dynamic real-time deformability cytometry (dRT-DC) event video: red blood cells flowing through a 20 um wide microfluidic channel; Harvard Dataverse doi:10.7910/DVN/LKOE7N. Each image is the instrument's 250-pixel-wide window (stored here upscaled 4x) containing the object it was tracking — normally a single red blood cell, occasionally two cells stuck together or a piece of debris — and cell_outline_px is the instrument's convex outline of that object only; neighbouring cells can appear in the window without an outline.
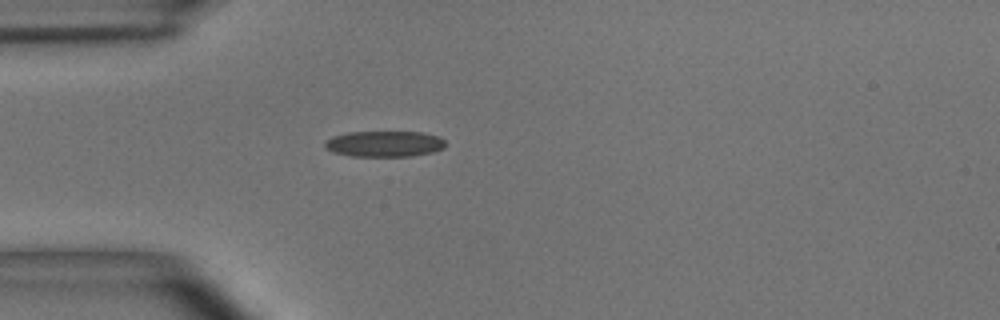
{"species": "common noctule bat (a hibernating species)", "species_latin": "Nyctalus noctula", "temperature_condition": "room temperature", "stored_images_in_passage": 4, "camera_frame_rate_fps": 3000, "um_per_image_px": 0.085, "animal": {"sex": "male", "body_mass_g": 15.6}, "frame": {"image": 1, "passage_image": 4, "time_ms": 1.0, "image_size_px": [1000, 320], "cell_outline_px": [[444, 148], [432, 152], [412, 156], [352, 156], [332, 152], [324, 148], [324, 140], [332, 136], [348, 132], [424, 132], [440, 136], [444, 140]], "centroid_in_image_um": [32.64, 12.22], "position_along_channel_um": 52.4, "area_um2": 18.38}}